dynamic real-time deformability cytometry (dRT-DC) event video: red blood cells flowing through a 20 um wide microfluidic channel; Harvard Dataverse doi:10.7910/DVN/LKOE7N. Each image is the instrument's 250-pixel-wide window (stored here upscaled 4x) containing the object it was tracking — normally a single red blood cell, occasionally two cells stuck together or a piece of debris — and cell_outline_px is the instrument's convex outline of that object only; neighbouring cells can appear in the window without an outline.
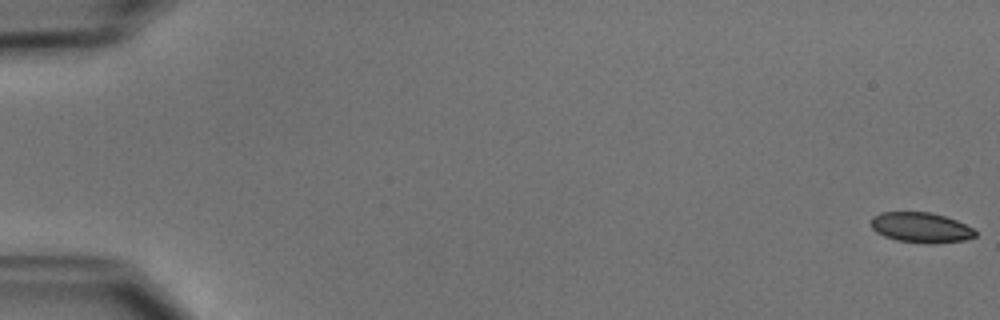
{"species": "common noctule bat (a hibernating species)", "species_latin": "Nyctalus noctula", "temperature_condition": "cold", "stored_images_in_passage": 52, "camera_frame_rate_fps": 3000, "um_per_image_px": 0.085, "animal": {"sex": "male", "body_mass_g": 15.6}, "frame": {"image": 1, "passage_image": 1, "time_ms": 0.0, "image_size_px": [1000, 320], "cell_outline_px": [[976, 236], [964, 240], [896, 240], [884, 236], [876, 232], [872, 228], [872, 216], [880, 212], [928, 212], [944, 216], [956, 220], [972, 228], [976, 232]], "centroid_in_image_um": [78.21, 19.27], "position_along_channel_um": 6.8, "area_um2": 17.28}}
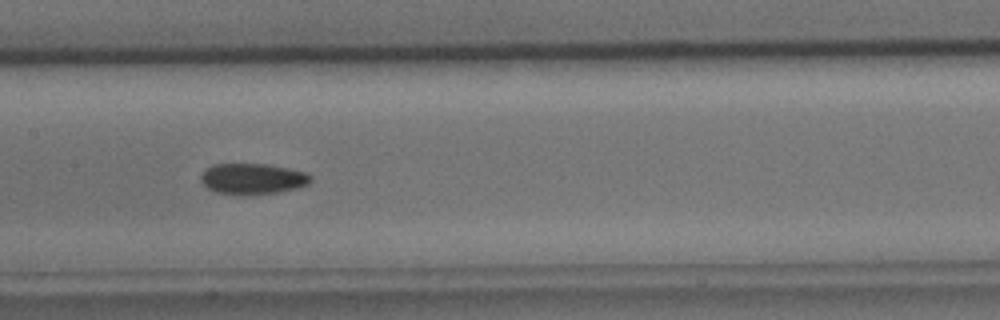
{"frame": {"image": 2, "passage_image": 27, "time_ms": 8.667, "image_size_px": [1000, 320], "cell_outline_px": [[312, 180], [308, 184], [296, 188], [280, 192], [244, 196], [240, 196], [216, 192], [208, 188], [200, 180], [200, 176], [204, 168], [212, 164], [264, 164], [288, 168], [308, 172], [312, 176]], "centroid_in_image_um": [21.46, 15.21], "position_along_channel_um": 185.9, "area_um2": 20.17}}
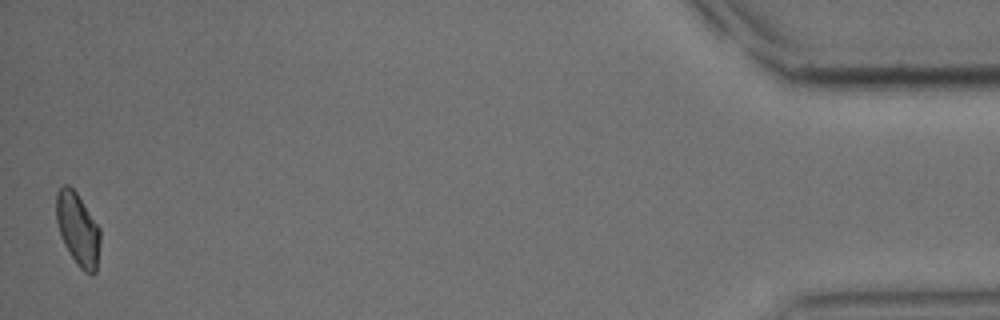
{"frame": {"image": 3, "passage_image": 52, "time_ms": 17.0, "image_size_px": [1000, 320], "cell_outline_px": [[100, 244], [96, 272], [84, 272], [76, 264], [64, 244], [60, 236], [56, 220], [56, 192], [64, 184], [68, 184], [76, 192], [100, 228]], "centroid_in_image_um": [6.6, 19.47], "position_along_channel_um": 428.6, "area_um2": 18.61}, "authors_computed_cell_mechanics": {"area_um2": 19.1318, "velocity_mm_per_s": 3.9201, "shape_relaxation_time_tau1_ms": 3.7298, "shape_relaxation_time_tau2_ms": 9.1973, "deformation_change_tau1": 0.0885, "deformation_change_tau2": 0.1275}}